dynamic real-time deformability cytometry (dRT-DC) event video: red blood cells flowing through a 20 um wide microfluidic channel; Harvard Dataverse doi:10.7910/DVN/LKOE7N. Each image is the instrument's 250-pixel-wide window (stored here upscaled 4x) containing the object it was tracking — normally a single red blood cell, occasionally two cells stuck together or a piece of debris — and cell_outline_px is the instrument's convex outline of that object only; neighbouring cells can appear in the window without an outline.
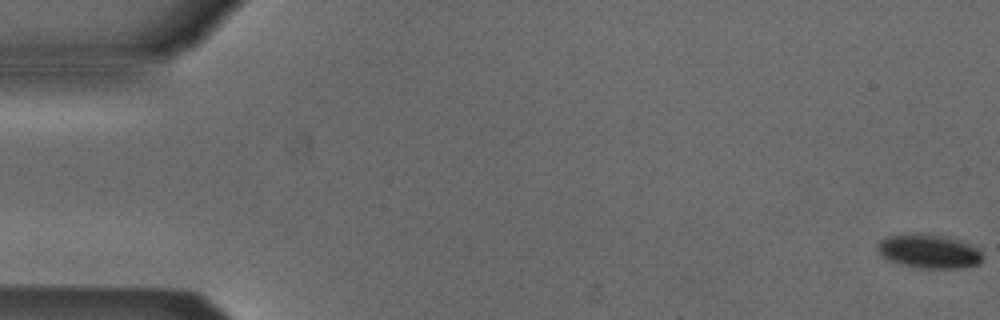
{"species": "Egyptian fruit bat (a non-hibernating species)", "species_latin": "Rousettus aegyptiacus", "temperature_condition": "cold", "stored_images_in_passage": 55, "segment_of_instrument_passage": [1, 2], "camera_frame_rate_fps": 3000, "um_per_image_px": 0.085, "animal": {"sex": "male"}, "frame": {"image": 1, "passage_image": 1, "time_ms": 0.0, "image_size_px": [1000, 320], "cell_outline_px": [[980, 264], [960, 268], [920, 268], [904, 264], [880, 256], [876, 252], [876, 244], [884, 236], [904, 232], [928, 232], [948, 236], [968, 244], [976, 248], [980, 252]], "centroid_in_image_um": [78.86, 21.3], "position_along_channel_um": 6.1, "area_um2": 21.21}}
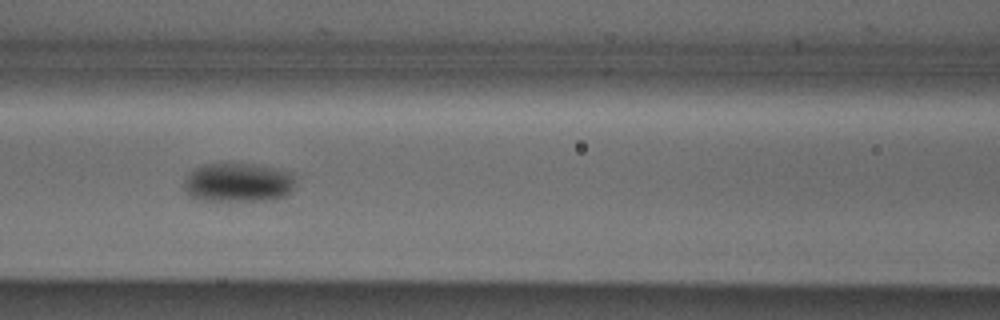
{"frame": {"image": 2, "passage_image": 24, "time_ms": 7.667, "image_size_px": [1000, 320], "cell_outline_px": [[296, 180], [292, 192], [284, 196], [268, 200], [200, 200], [188, 196], [184, 192], [184, 176], [188, 172], [204, 164], [256, 164], [292, 172]], "centroid_in_image_um": [20.22, 15.51], "position_along_channel_um": 146.4, "area_um2": 25.66}}
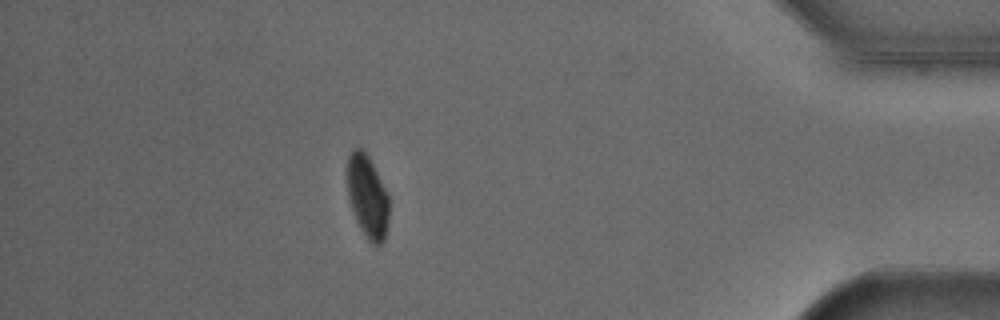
{"frame": {"image": 3, "passage_image": 48, "time_ms": 15.667, "image_size_px": [1000, 320], "cell_outline_px": [[388, 224], [384, 240], [380, 244], [372, 244], [368, 240], [360, 228], [356, 220], [348, 196], [348, 156], [352, 148], [360, 144], [364, 148], [388, 196]], "centroid_in_image_um": [31.22, 16.67], "position_along_channel_um": 404.0, "area_um2": 19.94}}